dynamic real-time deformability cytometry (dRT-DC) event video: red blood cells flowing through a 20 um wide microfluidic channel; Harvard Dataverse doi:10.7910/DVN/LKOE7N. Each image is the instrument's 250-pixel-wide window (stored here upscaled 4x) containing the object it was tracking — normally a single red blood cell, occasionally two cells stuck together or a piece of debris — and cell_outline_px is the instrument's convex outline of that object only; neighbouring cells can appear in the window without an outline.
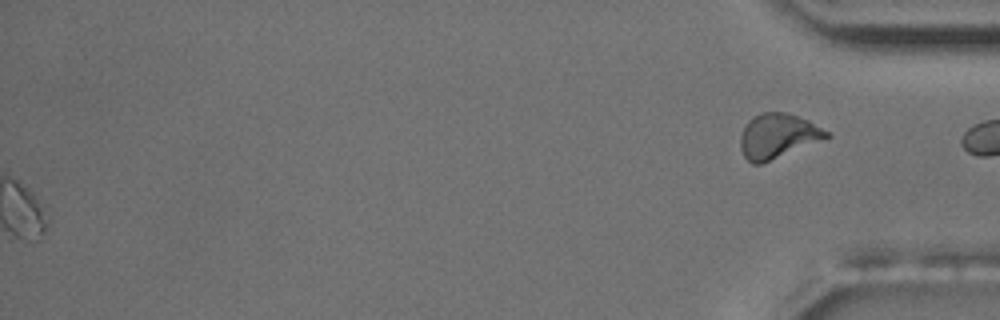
{"species": "common noctule bat (a hibernating species)", "species_latin": "Nyctalus noctula", "temperature_condition": "room temperature", "stored_images_in_passage": 56, "segment_of_instrument_passage": [2, 2], "camera_frame_rate_fps": 3000, "um_per_image_px": 0.085, "animal": {"sex": "male", "body_mass_g": 17.5, "forearm_length_mm": 52.3}, "frame": {"image": 1, "passage_image": 56, "time_ms": 18.333, "image_size_px": [1000, 320], "cell_outline_px": [[832, 136], [760, 164], [752, 164], [744, 156], [740, 148], [740, 136], [748, 120], [752, 116], [760, 112], [788, 112], [808, 120], [828, 132]], "centroid_in_image_um": [66.08, 11.54], "position_along_channel_um": 369.1, "area_um2": 22.25}}